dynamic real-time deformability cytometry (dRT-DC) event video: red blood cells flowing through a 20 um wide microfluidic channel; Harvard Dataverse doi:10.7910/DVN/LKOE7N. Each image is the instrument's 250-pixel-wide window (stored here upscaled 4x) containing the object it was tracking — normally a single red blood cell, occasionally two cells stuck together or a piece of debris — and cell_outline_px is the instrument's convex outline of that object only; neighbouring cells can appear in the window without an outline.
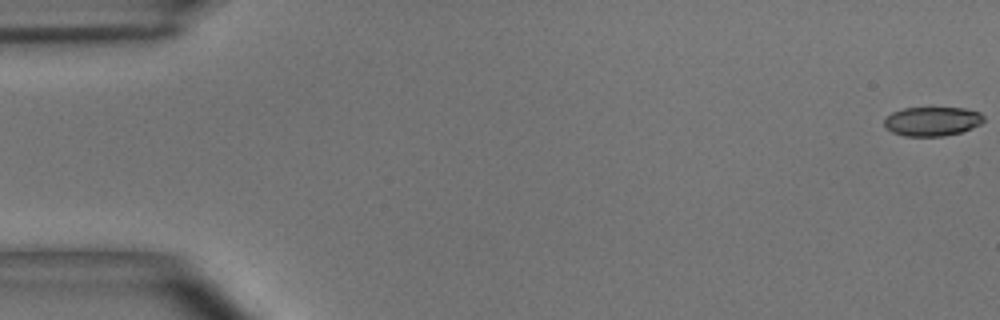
{"species": "common noctule bat (a hibernating species)", "species_latin": "Nyctalus noctula", "temperature_condition": "room temperature", "stored_images_in_passage": 55, "camera_frame_rate_fps": 3000, "um_per_image_px": 0.085, "animal": {"sex": "male", "body_mass_g": 15.6}, "frame": {"image": 1, "passage_image": 1, "time_ms": 0.0, "image_size_px": [1000, 320], "cell_outline_px": [[984, 120], [980, 124], [960, 132], [944, 136], [904, 136], [892, 132], [884, 124], [884, 120], [892, 112], [904, 108], [964, 108], [980, 112], [984, 116]], "centroid_in_image_um": [79.24, 10.31], "position_along_channel_um": 5.8, "area_um2": 16.76}}
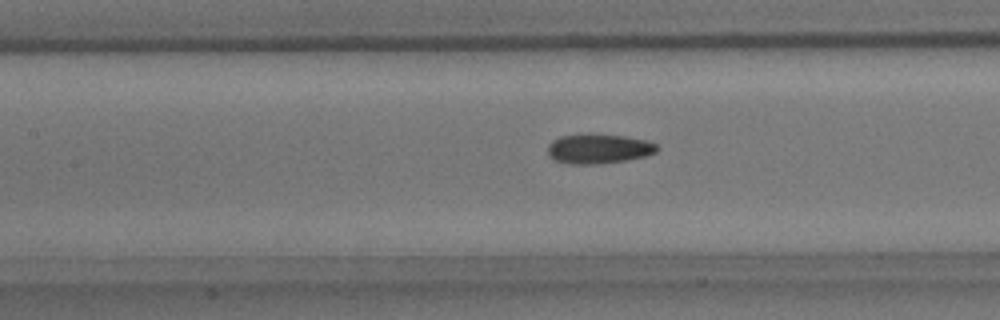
{"frame": {"image": 2, "passage_image": 25, "time_ms": 8.0, "image_size_px": [1000, 320], "cell_outline_px": [[660, 148], [656, 152], [644, 156], [628, 160], [600, 164], [568, 164], [556, 160], [548, 156], [548, 144], [552, 140], [560, 136], [624, 136], [648, 140], [656, 144]], "centroid_in_image_um": [50.9, 12.68], "position_along_channel_um": 156.5, "area_um2": 18.5}}
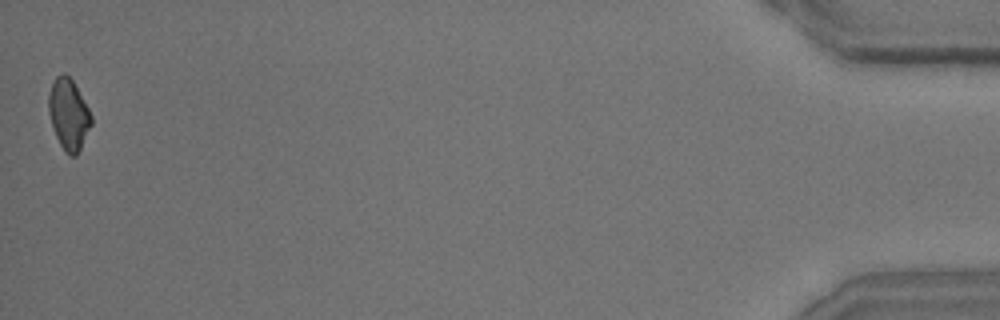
{"frame": {"image": 3, "passage_image": 55, "time_ms": 18.0, "image_size_px": [1000, 320], "cell_outline_px": [[92, 124], [76, 156], [68, 156], [64, 152], [56, 136], [48, 112], [48, 96], [52, 84], [56, 76], [64, 72], [72, 80], [88, 108], [92, 116]], "centroid_in_image_um": [5.82, 9.73], "position_along_channel_um": 429.4, "area_um2": 17.46}, "authors_computed_cell_mechanics": {"area_um2": 18.2648, "velocity_mm_per_s": 3.6557, "shape_relaxation_time_tau1_ms": 6.6386, "shape_relaxation_time_tau2_ms": 2.2712, "deformation_change_tau1": 0.1626, "deformation_change_tau2": 0.0845}}